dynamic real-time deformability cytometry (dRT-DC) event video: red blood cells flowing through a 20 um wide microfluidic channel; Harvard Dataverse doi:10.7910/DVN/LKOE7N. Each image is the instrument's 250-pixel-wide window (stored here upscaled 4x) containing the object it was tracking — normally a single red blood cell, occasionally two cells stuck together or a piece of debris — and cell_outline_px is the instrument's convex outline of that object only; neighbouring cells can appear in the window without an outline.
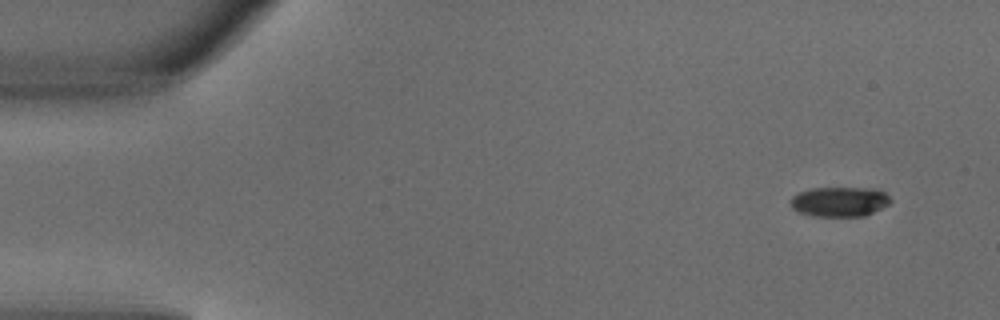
{"species": "common noctule bat (a hibernating species)", "species_latin": "Nyctalus noctula", "temperature_condition": "warm", "stored_images_in_passage": 5, "camera_frame_rate_fps": 3000, "um_per_image_px": 0.085, "animal": {"sex": "male", "body_mass_g": 18.8}, "frame": {"image": 1, "passage_image": 1, "time_ms": 0.0, "image_size_px": [1000, 320], "cell_outline_px": [[892, 200], [888, 204], [864, 216], [812, 216], [800, 212], [792, 208], [792, 196], [800, 192], [812, 188], [880, 188]], "centroid_in_image_um": [71.38, 17.13], "position_along_channel_um": 13.6, "area_um2": 17.22}}
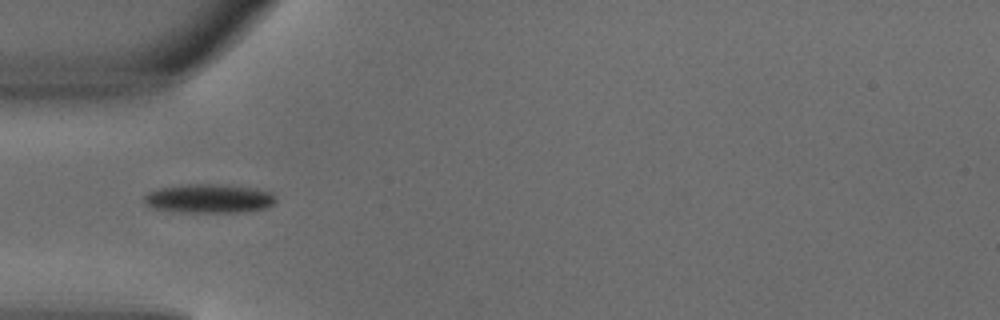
{"frame": {"image": 2, "passage_image": 4, "time_ms": 1.0, "image_size_px": [1000, 320], "cell_outline_px": [[276, 200], [272, 204], [264, 208], [248, 212], [180, 212], [152, 208], [144, 204], [144, 196], [148, 192], [160, 188], [188, 184], [216, 184], [248, 188], [272, 192], [276, 196]], "centroid_in_image_um": [17.74, 16.89], "position_along_channel_um": 67.3, "area_um2": 22.08}}
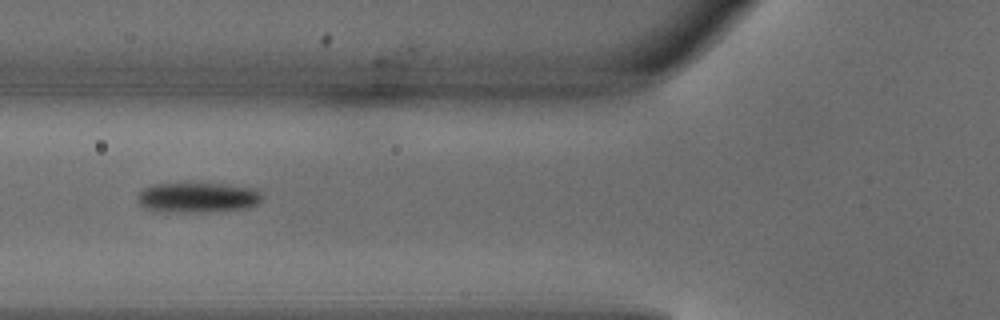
{"frame": {"image": 3, "passage_image": 5, "time_ms": 1.333, "image_size_px": [1000, 320], "cell_outline_px": [[260, 200], [256, 204], [248, 208], [200, 212], [152, 212], [140, 204], [136, 200], [136, 196], [144, 188], [152, 184], [220, 184], [256, 188], [260, 192]], "centroid_in_image_um": [16.73, 16.8], "position_along_channel_um": 109.1, "area_um2": 21.85}}